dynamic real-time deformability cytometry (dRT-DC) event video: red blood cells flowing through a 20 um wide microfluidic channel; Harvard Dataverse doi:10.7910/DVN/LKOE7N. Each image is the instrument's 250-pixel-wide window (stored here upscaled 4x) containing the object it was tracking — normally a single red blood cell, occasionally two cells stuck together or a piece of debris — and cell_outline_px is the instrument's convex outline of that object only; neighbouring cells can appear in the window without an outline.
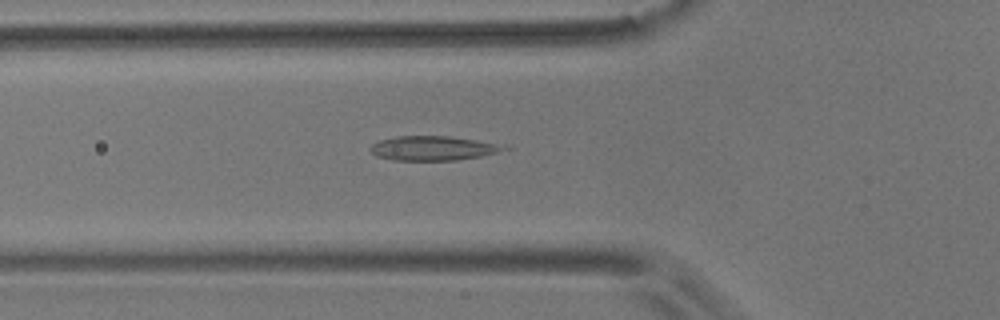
{"species": "common noctule bat (a hibernating species)", "species_latin": "Nyctalus noctula", "temperature_condition": "room temperature", "stored_images_in_passage": 40, "camera_frame_rate_fps": 3000, "um_per_image_px": 0.085, "animal": {"sex": "male", "body_mass_g": 17.9}, "frame": {"image": 1, "passage_image": 4, "time_ms": 1.0, "image_size_px": [1000, 320], "cell_outline_px": [[512, 148], [480, 156], [456, 160], [392, 160], [376, 156], [368, 148], [372, 144], [380, 140], [396, 136], [448, 136], [508, 144]], "centroid_in_image_um": [36.86, 12.59], "position_along_channel_um": 88.9, "area_um2": 19.19}}
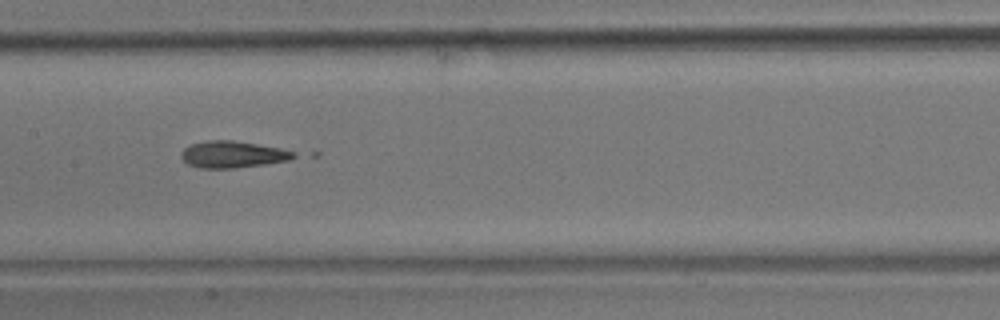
{"frame": {"image": 2, "passage_image": 12, "time_ms": 3.667, "image_size_px": [1000, 320], "cell_outline_px": [[296, 156], [288, 160], [264, 164], [236, 168], [200, 168], [188, 164], [180, 156], [180, 152], [184, 148], [192, 144], [208, 140], [232, 140], [280, 148], [296, 152]], "centroid_in_image_um": [19.76, 13.12], "position_along_channel_um": 187.6, "area_um2": 17.4}}
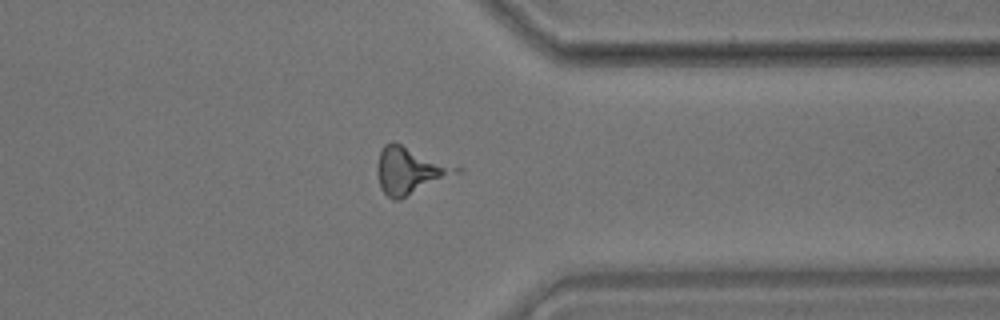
{"frame": {"image": 3, "passage_image": 28, "time_ms": 9.0, "image_size_px": [1000, 320], "cell_outline_px": [[464, 172], [400, 200], [392, 200], [380, 188], [376, 172], [376, 164], [380, 152], [384, 144], [400, 144], [464, 168]], "centroid_in_image_um": [34.9, 14.54], "position_along_channel_um": 376.5, "area_um2": 21.96}}